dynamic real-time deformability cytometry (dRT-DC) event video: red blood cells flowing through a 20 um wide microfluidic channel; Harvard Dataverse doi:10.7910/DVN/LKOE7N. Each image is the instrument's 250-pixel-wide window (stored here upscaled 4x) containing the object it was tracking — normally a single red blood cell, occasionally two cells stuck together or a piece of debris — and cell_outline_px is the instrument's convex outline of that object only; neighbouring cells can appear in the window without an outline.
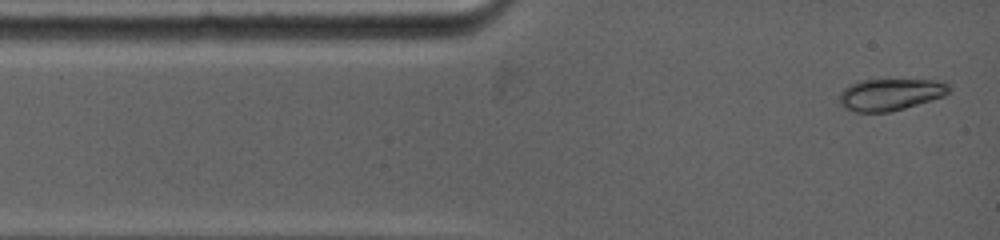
{"species": "common noctule bat (a hibernating species)", "species_latin": "Nyctalus noctula", "temperature_condition": "warm", "stored_images_in_passage": 25, "camera_frame_rate_fps": 5000, "um_per_image_px": 0.085, "animal": {"sex": "female", "body_mass_g": 19.0, "forearm_length_mm": 53.3}, "frame": {"image": 1, "passage_image": 1, "time_ms": 0.0, "image_size_px": [1000, 240], "cell_outline_px": [[952, 88], [944, 96], [904, 108], [888, 112], [856, 112], [844, 108], [840, 104], [840, 92], [844, 88], [860, 80], [936, 80], [948, 84]], "centroid_in_image_um": [75.67, 8.03], "position_along_channel_um": 9.3, "area_um2": 20.17}}
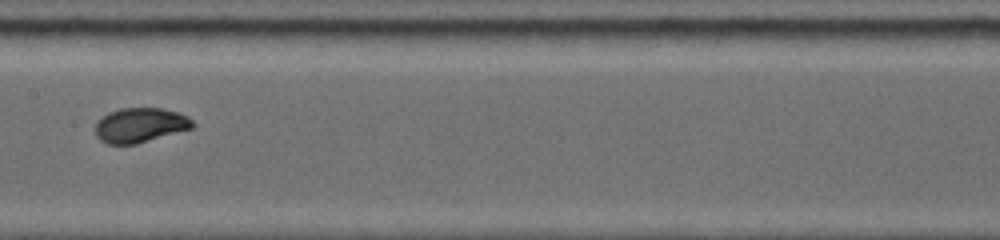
{"frame": {"image": 2, "passage_image": 13, "time_ms": 5.8, "image_size_px": [1000, 240], "cell_outline_px": [[196, 124], [192, 128], [136, 144], [108, 144], [100, 140], [96, 136], [96, 120], [108, 112], [120, 108], [164, 108], [180, 112], [188, 116]], "centroid_in_image_um": [11.92, 10.62], "position_along_channel_um": 195.5, "area_um2": 19.83}}
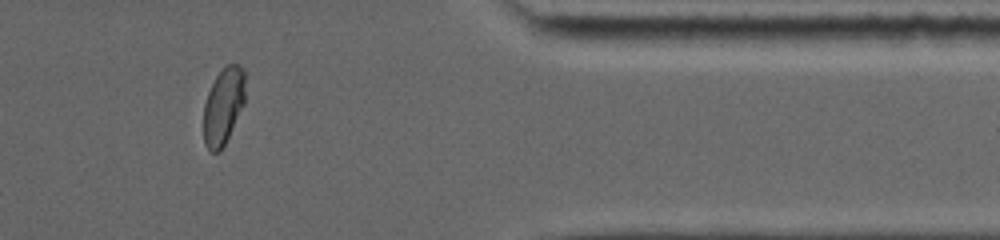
{"frame": {"image": 3, "passage_image": 21, "time_ms": 11.4, "image_size_px": [1000, 240], "cell_outline_px": [[244, 104], [220, 152], [212, 152], [204, 144], [204, 104], [208, 92], [216, 76], [228, 64], [236, 64], [244, 72]], "centroid_in_image_um": [18.97, 9.04], "position_along_channel_um": 392.4, "area_um2": 18.15}, "authors_computed_cell_mechanics": {"area_um2": 19.8254, "velocity_mm_per_s": 3.9399, "shape_relaxation_time_tau1_ms": 3.2888, "shape_relaxation_time_tau2_ms": null, "deformation_change_tau1": 0.1531, "deformation_change_tau2": null}}